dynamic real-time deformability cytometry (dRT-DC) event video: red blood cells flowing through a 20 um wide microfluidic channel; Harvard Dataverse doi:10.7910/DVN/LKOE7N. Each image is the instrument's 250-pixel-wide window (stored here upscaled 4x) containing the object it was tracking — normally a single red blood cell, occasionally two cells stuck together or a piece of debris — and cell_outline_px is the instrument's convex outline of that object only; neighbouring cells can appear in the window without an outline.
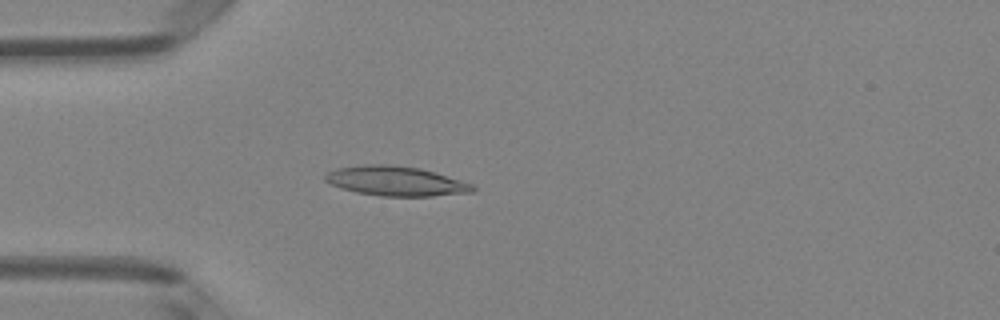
{"species": "Egyptian fruit bat (a non-hibernating species)", "species_latin": "Rousettus aegyptiacus", "temperature_condition": "room temperature", "stored_images_in_passage": 49, "camera_frame_rate_fps": 3000, "um_per_image_px": 0.085, "animal": {"sex": "female"}, "frame": {"image": 1, "passage_image": 14, "time_ms": 4.333, "image_size_px": [1000, 320], "cell_outline_px": [[476, 192], [432, 196], [380, 196], [356, 192], [340, 188], [324, 180], [324, 176], [328, 172], [336, 168], [364, 164], [392, 164], [420, 168], [460, 180], [472, 184], [476, 188]], "centroid_in_image_um": [33.64, 15.39], "position_along_channel_um": 51.4, "area_um2": 25.55}}
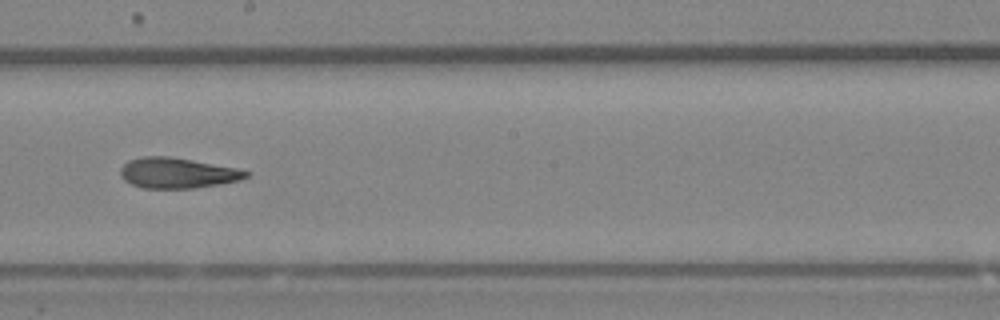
{"frame": {"image": 2, "passage_image": 28, "time_ms": 9.0, "image_size_px": [1000, 320], "cell_outline_px": [[252, 172], [248, 176], [240, 180], [220, 184], [192, 188], [144, 188], [132, 184], [124, 180], [120, 176], [120, 168], [128, 160], [144, 156], [168, 156], [192, 160], [236, 168]], "centroid_in_image_um": [15.07, 14.7], "position_along_channel_um": 233.1, "area_um2": 22.25}}
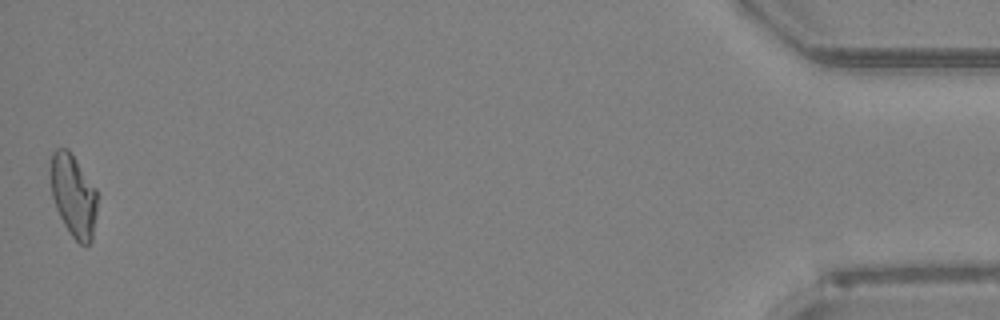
{"frame": {"image": 3, "passage_image": 49, "time_ms": 16.0, "image_size_px": [1000, 320], "cell_outline_px": [[96, 212], [92, 240], [88, 244], [80, 244], [72, 236], [64, 224], [56, 208], [52, 196], [48, 176], [52, 152], [56, 148], [68, 148], [96, 188]], "centroid_in_image_um": [6.2, 16.57], "position_along_channel_um": 429.0, "area_um2": 22.6}, "authors_computed_cell_mechanics": {"area_um2": 22.7732, "velocity_mm_per_s": 4.1181, "shape_relaxation_time_tau1_ms": 8.113, "shape_relaxation_time_tau2_ms": 2.4524, "deformation_change_tau1": 0.2153, "deformation_change_tau2": 0.1061}}